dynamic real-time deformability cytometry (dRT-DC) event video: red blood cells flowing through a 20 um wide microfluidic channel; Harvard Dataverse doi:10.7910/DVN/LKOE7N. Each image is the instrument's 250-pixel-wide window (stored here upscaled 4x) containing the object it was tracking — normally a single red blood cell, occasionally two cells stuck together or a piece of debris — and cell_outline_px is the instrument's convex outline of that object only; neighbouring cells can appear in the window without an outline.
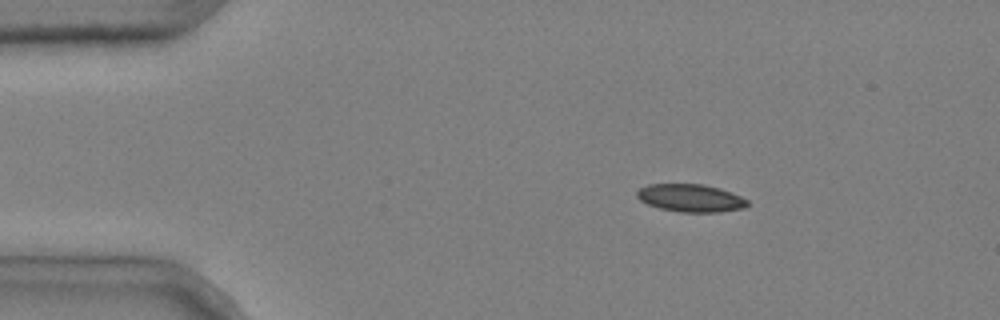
{"species": "common noctule bat (a hibernating species)", "species_latin": "Nyctalus noctula", "temperature_condition": "cold", "stored_images_in_passage": 6, "camera_frame_rate_fps": 3000, "um_per_image_px": 0.085, "animal": {"sex": "male", "body_mass_g": 20.4}, "frame": {"image": 1, "passage_image": 2, "time_ms": 0.333, "image_size_px": [1000, 320], "cell_outline_px": [[748, 204], [744, 208], [720, 212], [680, 212], [660, 208], [648, 204], [640, 200], [636, 196], [636, 192], [640, 188], [648, 184], [704, 184], [720, 188], [732, 192], [748, 200]], "centroid_in_image_um": [58.71, 16.83], "position_along_channel_um": 26.3, "area_um2": 17.92}}
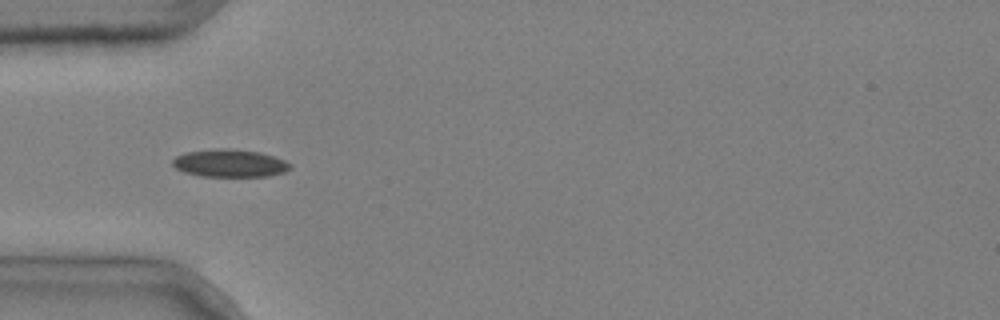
{"frame": {"image": 2, "passage_image": 4, "time_ms": 1.0, "image_size_px": [1000, 320], "cell_outline_px": [[292, 168], [284, 172], [268, 176], [200, 176], [184, 172], [176, 168], [172, 164], [172, 160], [176, 156], [184, 152], [212, 148], [228, 148], [260, 152], [284, 160], [292, 164]], "centroid_in_image_um": [19.51, 13.86], "position_along_channel_um": 65.5, "area_um2": 19.13}}